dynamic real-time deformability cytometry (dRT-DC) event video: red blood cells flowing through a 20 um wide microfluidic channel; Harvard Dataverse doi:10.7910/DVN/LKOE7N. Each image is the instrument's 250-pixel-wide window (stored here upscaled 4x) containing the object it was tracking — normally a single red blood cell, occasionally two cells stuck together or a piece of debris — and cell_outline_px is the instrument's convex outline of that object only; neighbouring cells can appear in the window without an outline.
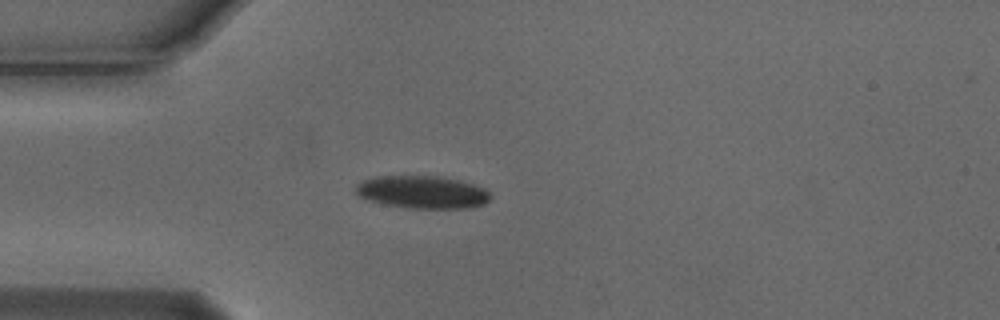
{"species": "Egyptian fruit bat (a non-hibernating species)", "species_latin": "Rousettus aegyptiacus", "temperature_condition": "cold", "stored_images_in_passage": 41, "camera_frame_rate_fps": 3000, "um_per_image_px": 0.085, "animal": {"sex": "male"}, "frame": {"image": 1, "passage_image": 1, "time_ms": 0.0, "image_size_px": [1000, 320], "cell_outline_px": [[492, 196], [484, 204], [472, 208], [408, 208], [384, 204], [368, 200], [360, 196], [356, 192], [356, 184], [364, 180], [376, 176], [436, 176], [460, 180], [484, 188]], "centroid_in_image_um": [35.91, 16.33], "position_along_channel_um": 49.1, "area_um2": 25.61}}
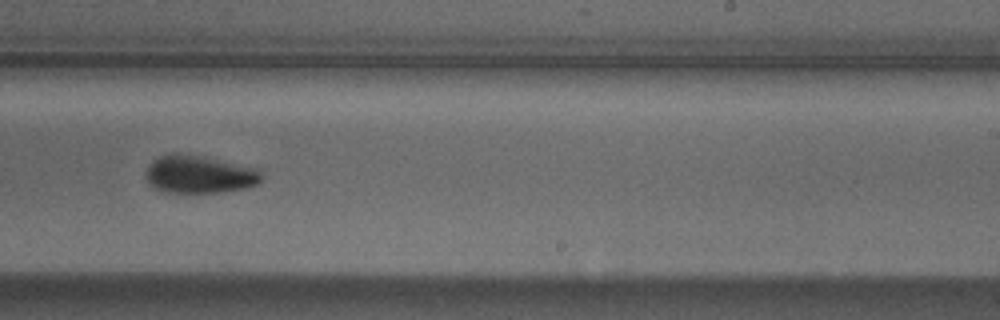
{"frame": {"image": 2, "passage_image": 20, "time_ms": 6.333, "image_size_px": [1000, 320], "cell_outline_px": [[264, 176], [256, 184], [248, 188], [224, 192], [160, 192], [152, 188], [148, 184], [144, 176], [144, 172], [152, 160], [160, 156], [176, 152], [204, 156], [260, 168]], "centroid_in_image_um": [16.93, 14.81], "position_along_channel_um": 272.1, "area_um2": 26.24}}
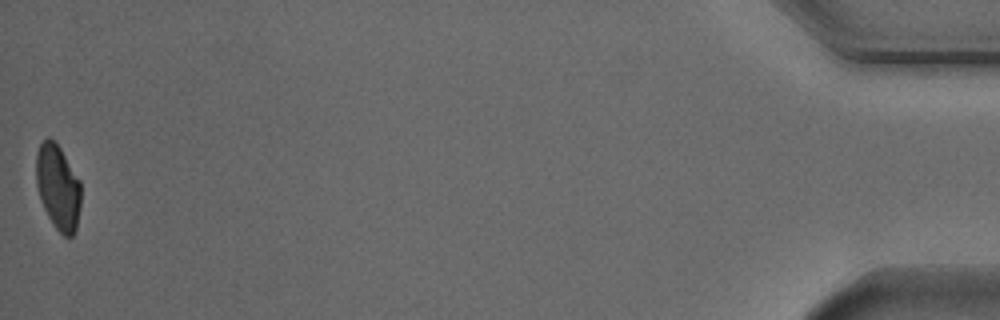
{"frame": {"image": 3, "passage_image": 41, "time_ms": 13.333, "image_size_px": [1000, 320], "cell_outline_px": [[80, 208], [76, 228], [72, 236], [64, 236], [56, 228], [48, 216], [40, 200], [36, 184], [36, 152], [40, 144], [48, 136], [60, 148], [80, 180]], "centroid_in_image_um": [4.92, 15.91], "position_along_channel_um": 430.3, "area_um2": 22.08}, "authors_computed_cell_mechanics": {"area_um2": 25.5476, "velocity_mm_per_s": 3.7194, "shape_relaxation_time_tau1_ms": 3.1311, "shape_relaxation_time_tau2_ms": null, "deformation_change_tau1": 0.1318, "deformation_change_tau2": null}}